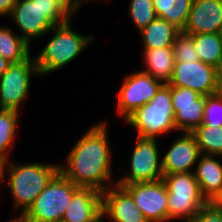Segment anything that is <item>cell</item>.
I'll use <instances>...</instances> for the list:
<instances>
[{
	"label": "cell",
	"mask_w": 222,
	"mask_h": 222,
	"mask_svg": "<svg viewBox=\"0 0 222 222\" xmlns=\"http://www.w3.org/2000/svg\"><path fill=\"white\" fill-rule=\"evenodd\" d=\"M202 124L210 127L222 126V92L205 96V109Z\"/></svg>",
	"instance_id": "obj_28"
},
{
	"label": "cell",
	"mask_w": 222,
	"mask_h": 222,
	"mask_svg": "<svg viewBox=\"0 0 222 222\" xmlns=\"http://www.w3.org/2000/svg\"><path fill=\"white\" fill-rule=\"evenodd\" d=\"M104 217L109 222H148L132 196L118 184L102 192V222Z\"/></svg>",
	"instance_id": "obj_15"
},
{
	"label": "cell",
	"mask_w": 222,
	"mask_h": 222,
	"mask_svg": "<svg viewBox=\"0 0 222 222\" xmlns=\"http://www.w3.org/2000/svg\"><path fill=\"white\" fill-rule=\"evenodd\" d=\"M159 149L157 139L137 136L129 160V172L116 180V184L153 182L163 179Z\"/></svg>",
	"instance_id": "obj_9"
},
{
	"label": "cell",
	"mask_w": 222,
	"mask_h": 222,
	"mask_svg": "<svg viewBox=\"0 0 222 222\" xmlns=\"http://www.w3.org/2000/svg\"><path fill=\"white\" fill-rule=\"evenodd\" d=\"M172 47L175 61L187 63L199 60L193 38L182 31L177 35Z\"/></svg>",
	"instance_id": "obj_27"
},
{
	"label": "cell",
	"mask_w": 222,
	"mask_h": 222,
	"mask_svg": "<svg viewBox=\"0 0 222 222\" xmlns=\"http://www.w3.org/2000/svg\"><path fill=\"white\" fill-rule=\"evenodd\" d=\"M72 18L52 28L54 33L45 47L34 56L40 76H46L69 65L95 41L93 35L77 33L71 27Z\"/></svg>",
	"instance_id": "obj_3"
},
{
	"label": "cell",
	"mask_w": 222,
	"mask_h": 222,
	"mask_svg": "<svg viewBox=\"0 0 222 222\" xmlns=\"http://www.w3.org/2000/svg\"><path fill=\"white\" fill-rule=\"evenodd\" d=\"M118 185L132 196L136 207L148 222H168V194L163 179Z\"/></svg>",
	"instance_id": "obj_11"
},
{
	"label": "cell",
	"mask_w": 222,
	"mask_h": 222,
	"mask_svg": "<svg viewBox=\"0 0 222 222\" xmlns=\"http://www.w3.org/2000/svg\"><path fill=\"white\" fill-rule=\"evenodd\" d=\"M162 85L161 81L141 70L127 75L117 93V114L126 119L137 108L149 103Z\"/></svg>",
	"instance_id": "obj_10"
},
{
	"label": "cell",
	"mask_w": 222,
	"mask_h": 222,
	"mask_svg": "<svg viewBox=\"0 0 222 222\" xmlns=\"http://www.w3.org/2000/svg\"><path fill=\"white\" fill-rule=\"evenodd\" d=\"M192 134L195 136L201 154L222 156V126L210 127L201 124Z\"/></svg>",
	"instance_id": "obj_25"
},
{
	"label": "cell",
	"mask_w": 222,
	"mask_h": 222,
	"mask_svg": "<svg viewBox=\"0 0 222 222\" xmlns=\"http://www.w3.org/2000/svg\"><path fill=\"white\" fill-rule=\"evenodd\" d=\"M216 72H217V83H218L220 92H222V61L217 66Z\"/></svg>",
	"instance_id": "obj_34"
},
{
	"label": "cell",
	"mask_w": 222,
	"mask_h": 222,
	"mask_svg": "<svg viewBox=\"0 0 222 222\" xmlns=\"http://www.w3.org/2000/svg\"><path fill=\"white\" fill-rule=\"evenodd\" d=\"M215 157L222 158L201 154L193 172L201 193L209 203L222 189V163Z\"/></svg>",
	"instance_id": "obj_18"
},
{
	"label": "cell",
	"mask_w": 222,
	"mask_h": 222,
	"mask_svg": "<svg viewBox=\"0 0 222 222\" xmlns=\"http://www.w3.org/2000/svg\"><path fill=\"white\" fill-rule=\"evenodd\" d=\"M7 168V170H6ZM7 173L8 188L13 198L14 208L25 213L59 172L58 164L25 163L5 161L3 174Z\"/></svg>",
	"instance_id": "obj_2"
},
{
	"label": "cell",
	"mask_w": 222,
	"mask_h": 222,
	"mask_svg": "<svg viewBox=\"0 0 222 222\" xmlns=\"http://www.w3.org/2000/svg\"><path fill=\"white\" fill-rule=\"evenodd\" d=\"M181 31L170 22L156 18L141 30L140 37L143 41V49H155L172 47L177 35Z\"/></svg>",
	"instance_id": "obj_20"
},
{
	"label": "cell",
	"mask_w": 222,
	"mask_h": 222,
	"mask_svg": "<svg viewBox=\"0 0 222 222\" xmlns=\"http://www.w3.org/2000/svg\"><path fill=\"white\" fill-rule=\"evenodd\" d=\"M219 35H220V38H221V41H222V26H221V29L219 31Z\"/></svg>",
	"instance_id": "obj_37"
},
{
	"label": "cell",
	"mask_w": 222,
	"mask_h": 222,
	"mask_svg": "<svg viewBox=\"0 0 222 222\" xmlns=\"http://www.w3.org/2000/svg\"><path fill=\"white\" fill-rule=\"evenodd\" d=\"M174 115L171 86L163 84L149 103L137 108L125 120L137 130V136L157 139L176 132Z\"/></svg>",
	"instance_id": "obj_5"
},
{
	"label": "cell",
	"mask_w": 222,
	"mask_h": 222,
	"mask_svg": "<svg viewBox=\"0 0 222 222\" xmlns=\"http://www.w3.org/2000/svg\"><path fill=\"white\" fill-rule=\"evenodd\" d=\"M61 222H102V193L80 187L73 194Z\"/></svg>",
	"instance_id": "obj_17"
},
{
	"label": "cell",
	"mask_w": 222,
	"mask_h": 222,
	"mask_svg": "<svg viewBox=\"0 0 222 222\" xmlns=\"http://www.w3.org/2000/svg\"><path fill=\"white\" fill-rule=\"evenodd\" d=\"M7 222H34L26 213L20 212L17 217L7 221Z\"/></svg>",
	"instance_id": "obj_33"
},
{
	"label": "cell",
	"mask_w": 222,
	"mask_h": 222,
	"mask_svg": "<svg viewBox=\"0 0 222 222\" xmlns=\"http://www.w3.org/2000/svg\"><path fill=\"white\" fill-rule=\"evenodd\" d=\"M128 6L129 18H131L138 32L157 18L153 0H130Z\"/></svg>",
	"instance_id": "obj_26"
},
{
	"label": "cell",
	"mask_w": 222,
	"mask_h": 222,
	"mask_svg": "<svg viewBox=\"0 0 222 222\" xmlns=\"http://www.w3.org/2000/svg\"><path fill=\"white\" fill-rule=\"evenodd\" d=\"M216 209L222 211V189L210 202Z\"/></svg>",
	"instance_id": "obj_32"
},
{
	"label": "cell",
	"mask_w": 222,
	"mask_h": 222,
	"mask_svg": "<svg viewBox=\"0 0 222 222\" xmlns=\"http://www.w3.org/2000/svg\"><path fill=\"white\" fill-rule=\"evenodd\" d=\"M169 150L162 157L163 174L193 173L201 155L195 136L192 133H179Z\"/></svg>",
	"instance_id": "obj_14"
},
{
	"label": "cell",
	"mask_w": 222,
	"mask_h": 222,
	"mask_svg": "<svg viewBox=\"0 0 222 222\" xmlns=\"http://www.w3.org/2000/svg\"><path fill=\"white\" fill-rule=\"evenodd\" d=\"M57 3L71 18H73L76 11L87 0H53Z\"/></svg>",
	"instance_id": "obj_30"
},
{
	"label": "cell",
	"mask_w": 222,
	"mask_h": 222,
	"mask_svg": "<svg viewBox=\"0 0 222 222\" xmlns=\"http://www.w3.org/2000/svg\"><path fill=\"white\" fill-rule=\"evenodd\" d=\"M3 168H4V162L0 160V186L4 180V177L6 176L3 174Z\"/></svg>",
	"instance_id": "obj_36"
},
{
	"label": "cell",
	"mask_w": 222,
	"mask_h": 222,
	"mask_svg": "<svg viewBox=\"0 0 222 222\" xmlns=\"http://www.w3.org/2000/svg\"><path fill=\"white\" fill-rule=\"evenodd\" d=\"M30 45L11 27L0 26V56L10 63L26 60L30 54Z\"/></svg>",
	"instance_id": "obj_21"
},
{
	"label": "cell",
	"mask_w": 222,
	"mask_h": 222,
	"mask_svg": "<svg viewBox=\"0 0 222 222\" xmlns=\"http://www.w3.org/2000/svg\"><path fill=\"white\" fill-rule=\"evenodd\" d=\"M16 3V0H0V16L6 17L10 16L12 9L14 8V5Z\"/></svg>",
	"instance_id": "obj_31"
},
{
	"label": "cell",
	"mask_w": 222,
	"mask_h": 222,
	"mask_svg": "<svg viewBox=\"0 0 222 222\" xmlns=\"http://www.w3.org/2000/svg\"><path fill=\"white\" fill-rule=\"evenodd\" d=\"M108 133L106 121L93 124L72 147L67 163L59 164V171L78 187L101 193L115 185Z\"/></svg>",
	"instance_id": "obj_1"
},
{
	"label": "cell",
	"mask_w": 222,
	"mask_h": 222,
	"mask_svg": "<svg viewBox=\"0 0 222 222\" xmlns=\"http://www.w3.org/2000/svg\"><path fill=\"white\" fill-rule=\"evenodd\" d=\"M19 63H11L0 77V109L19 111L26 101L32 75L40 77L34 56Z\"/></svg>",
	"instance_id": "obj_8"
},
{
	"label": "cell",
	"mask_w": 222,
	"mask_h": 222,
	"mask_svg": "<svg viewBox=\"0 0 222 222\" xmlns=\"http://www.w3.org/2000/svg\"><path fill=\"white\" fill-rule=\"evenodd\" d=\"M143 61L146 68L141 71L150 74L163 84L169 83L175 64L173 47L144 50Z\"/></svg>",
	"instance_id": "obj_19"
},
{
	"label": "cell",
	"mask_w": 222,
	"mask_h": 222,
	"mask_svg": "<svg viewBox=\"0 0 222 222\" xmlns=\"http://www.w3.org/2000/svg\"><path fill=\"white\" fill-rule=\"evenodd\" d=\"M168 85L190 88L203 96L220 92L216 68L202 61H175Z\"/></svg>",
	"instance_id": "obj_12"
},
{
	"label": "cell",
	"mask_w": 222,
	"mask_h": 222,
	"mask_svg": "<svg viewBox=\"0 0 222 222\" xmlns=\"http://www.w3.org/2000/svg\"><path fill=\"white\" fill-rule=\"evenodd\" d=\"M79 188L59 171L25 213L34 222H61Z\"/></svg>",
	"instance_id": "obj_7"
},
{
	"label": "cell",
	"mask_w": 222,
	"mask_h": 222,
	"mask_svg": "<svg viewBox=\"0 0 222 222\" xmlns=\"http://www.w3.org/2000/svg\"><path fill=\"white\" fill-rule=\"evenodd\" d=\"M174 123L178 133H192L204 118L205 96L187 88L171 86Z\"/></svg>",
	"instance_id": "obj_13"
},
{
	"label": "cell",
	"mask_w": 222,
	"mask_h": 222,
	"mask_svg": "<svg viewBox=\"0 0 222 222\" xmlns=\"http://www.w3.org/2000/svg\"><path fill=\"white\" fill-rule=\"evenodd\" d=\"M200 61L215 68L222 61V41L219 33L190 35Z\"/></svg>",
	"instance_id": "obj_23"
},
{
	"label": "cell",
	"mask_w": 222,
	"mask_h": 222,
	"mask_svg": "<svg viewBox=\"0 0 222 222\" xmlns=\"http://www.w3.org/2000/svg\"><path fill=\"white\" fill-rule=\"evenodd\" d=\"M9 17L21 31L20 37L29 45L35 38L50 34L54 26L71 18L53 0H16Z\"/></svg>",
	"instance_id": "obj_4"
},
{
	"label": "cell",
	"mask_w": 222,
	"mask_h": 222,
	"mask_svg": "<svg viewBox=\"0 0 222 222\" xmlns=\"http://www.w3.org/2000/svg\"><path fill=\"white\" fill-rule=\"evenodd\" d=\"M186 222H222V211L208 203L192 219Z\"/></svg>",
	"instance_id": "obj_29"
},
{
	"label": "cell",
	"mask_w": 222,
	"mask_h": 222,
	"mask_svg": "<svg viewBox=\"0 0 222 222\" xmlns=\"http://www.w3.org/2000/svg\"><path fill=\"white\" fill-rule=\"evenodd\" d=\"M193 0H153L157 18L164 19L183 31Z\"/></svg>",
	"instance_id": "obj_22"
},
{
	"label": "cell",
	"mask_w": 222,
	"mask_h": 222,
	"mask_svg": "<svg viewBox=\"0 0 222 222\" xmlns=\"http://www.w3.org/2000/svg\"><path fill=\"white\" fill-rule=\"evenodd\" d=\"M20 112L10 109H0V160H11L9 157L15 140Z\"/></svg>",
	"instance_id": "obj_24"
},
{
	"label": "cell",
	"mask_w": 222,
	"mask_h": 222,
	"mask_svg": "<svg viewBox=\"0 0 222 222\" xmlns=\"http://www.w3.org/2000/svg\"><path fill=\"white\" fill-rule=\"evenodd\" d=\"M221 26L222 0H193L182 32L187 35L219 33Z\"/></svg>",
	"instance_id": "obj_16"
},
{
	"label": "cell",
	"mask_w": 222,
	"mask_h": 222,
	"mask_svg": "<svg viewBox=\"0 0 222 222\" xmlns=\"http://www.w3.org/2000/svg\"><path fill=\"white\" fill-rule=\"evenodd\" d=\"M10 64L11 63L9 61L0 56V77L7 70Z\"/></svg>",
	"instance_id": "obj_35"
},
{
	"label": "cell",
	"mask_w": 222,
	"mask_h": 222,
	"mask_svg": "<svg viewBox=\"0 0 222 222\" xmlns=\"http://www.w3.org/2000/svg\"><path fill=\"white\" fill-rule=\"evenodd\" d=\"M168 194V222L192 219L209 202L203 196L194 173L163 174Z\"/></svg>",
	"instance_id": "obj_6"
}]
</instances>
